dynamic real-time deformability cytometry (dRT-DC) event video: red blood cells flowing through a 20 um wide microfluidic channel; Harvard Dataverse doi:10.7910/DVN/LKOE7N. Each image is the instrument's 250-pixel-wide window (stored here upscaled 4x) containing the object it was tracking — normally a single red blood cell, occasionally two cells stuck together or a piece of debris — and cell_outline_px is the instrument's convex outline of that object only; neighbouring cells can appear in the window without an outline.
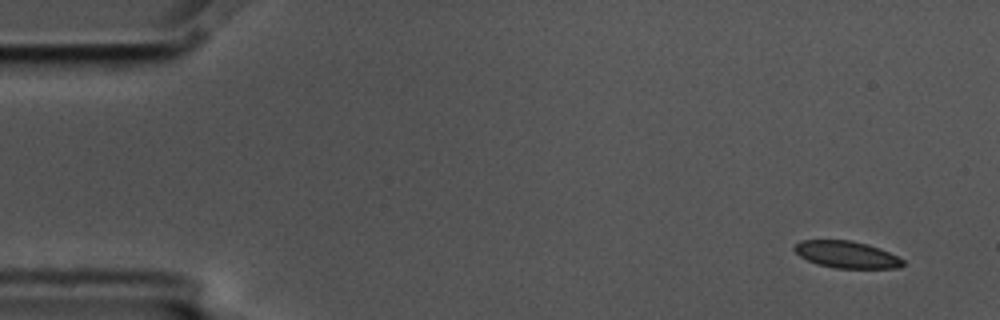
{"species": "common noctule bat (a hibernating species)", "species_latin": "Nyctalus noctula", "temperature_condition": "cold", "stored_images_in_passage": 7, "camera_frame_rate_fps": 3000, "um_per_image_px": 0.085, "animal": {"sex": "male", "body_mass_g": 17.5, "forearm_length_mm": 52.3}, "frame": {"image": 1, "passage_image": 1, "time_ms": 0.0, "image_size_px": [1000, 320], "cell_outline_px": [[904, 264], [900, 268], [836, 268], [816, 264], [800, 256], [792, 248], [800, 240], [852, 240], [868, 244], [880, 248], [904, 260]], "centroid_in_image_um": [71.95, 21.63], "position_along_channel_um": 13.0, "area_um2": 17.05}}
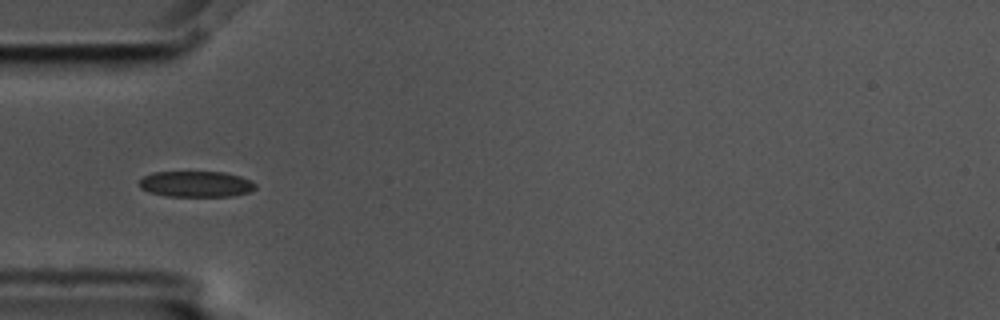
{"frame": {"image": 2, "passage_image": 5, "time_ms": 1.333, "image_size_px": [1000, 320], "cell_outline_px": [[256, 188], [248, 192], [232, 196], [164, 196], [148, 192], [140, 188], [140, 180], [144, 176], [152, 172], [224, 172], [240, 176], [252, 180], [256, 184]], "centroid_in_image_um": [16.66, 15.64], "position_along_channel_um": 68.3, "area_um2": 17.63}}